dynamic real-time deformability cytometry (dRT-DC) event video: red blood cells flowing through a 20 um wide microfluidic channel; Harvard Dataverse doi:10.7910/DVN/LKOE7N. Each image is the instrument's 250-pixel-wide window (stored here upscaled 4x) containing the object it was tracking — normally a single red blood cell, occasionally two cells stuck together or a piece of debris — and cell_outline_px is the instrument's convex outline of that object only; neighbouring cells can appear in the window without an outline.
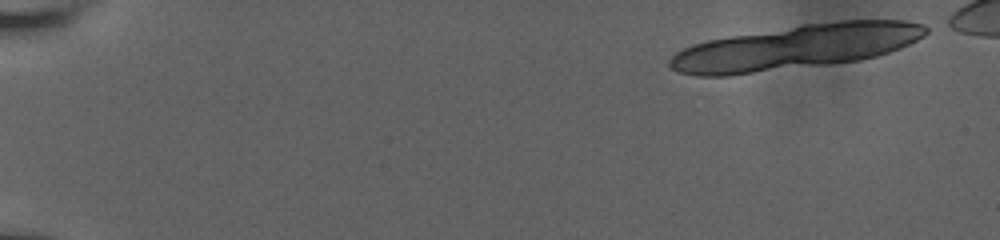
{"species": "human", "species_latin": "Homo sapiens", "temperature_condition": "room temperature", "stored_images_in_passage": 26, "camera_frame_rate_fps": 3000, "um_per_image_px": 0.085, "donor": {"sex": "male"}, "frame": {"image": 1, "passage_image": 1, "time_ms": 0.0, "image_size_px": [1000, 240], "cell_outline_px": [[928, 32], [924, 36], [900, 48], [876, 56], [860, 60], [828, 64], [728, 76], [696, 76], [676, 72], [668, 64], [668, 60], [676, 52], [692, 44], [708, 40], [804, 24], [840, 20], [904, 20], [924, 24], [928, 28]], "centroid_in_image_um": [67.64, 4.01], "position_along_channel_um": 17.4, "area_um2": 66.35}}
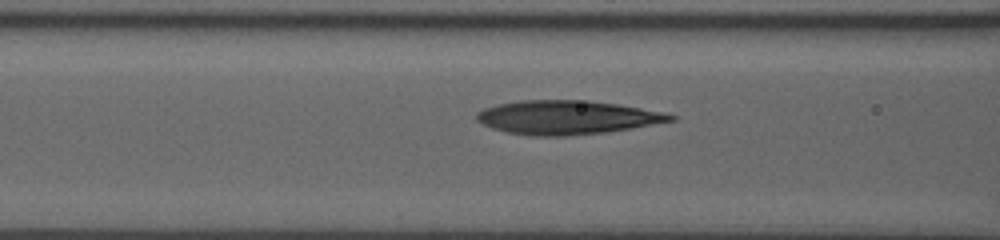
{"frame": {"image": 2, "passage_image": 20, "time_ms": 6.333, "image_size_px": [1000, 240], "cell_outline_px": [[676, 120], [632, 128], [604, 132], [564, 136], [532, 136], [508, 132], [492, 128], [476, 120], [476, 112], [484, 108], [500, 104], [520, 100], [588, 100], [616, 104], [640, 108], [660, 112], [676, 116]], "centroid_in_image_um": [48.16, 9.98], "position_along_channel_um": 118.4, "area_um2": 37.92}}
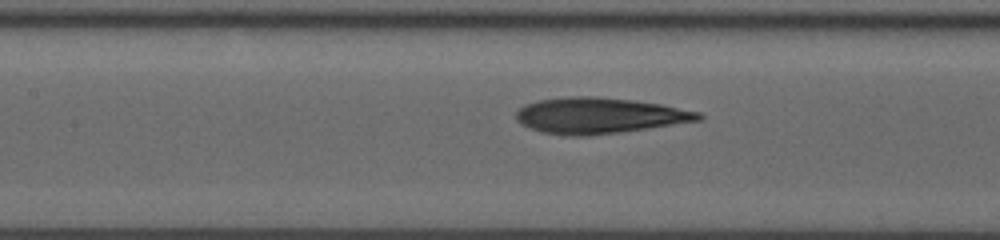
{"frame": {"image": 3, "passage_image": 24, "time_ms": 7.333, "image_size_px": [1000, 240], "cell_outline_px": [[704, 116], [700, 120], [648, 128], [620, 132], [588, 136], [572, 136], [544, 132], [520, 124], [516, 120], [516, 112], [524, 104], [536, 100], [568, 96], [596, 96], [632, 100], [660, 104], [700, 112]], "centroid_in_image_um": [50.9, 9.81], "position_along_channel_um": 156.5, "area_um2": 38.03}}